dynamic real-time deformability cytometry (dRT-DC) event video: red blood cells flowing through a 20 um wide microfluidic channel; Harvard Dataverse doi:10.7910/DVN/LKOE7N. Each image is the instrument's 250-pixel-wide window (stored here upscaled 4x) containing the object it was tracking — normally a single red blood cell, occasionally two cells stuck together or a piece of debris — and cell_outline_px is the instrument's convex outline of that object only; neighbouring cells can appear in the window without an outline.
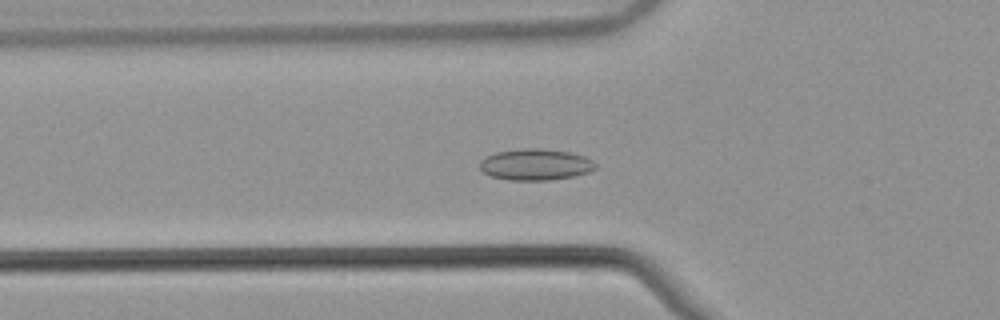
{"species": "common noctule bat (a hibernating species)", "species_latin": "Nyctalus noctula", "temperature_condition": "warm", "stored_images_in_passage": 54, "camera_frame_rate_fps": 3000, "um_per_image_px": 0.085, "animal": {"sex": "male", "body_mass_g": 21.5, "forearm_length_mm": 52.0}, "frame": {"image": 1, "passage_image": 19, "time_ms": 6.0, "image_size_px": [1000, 320], "cell_outline_px": [[596, 168], [588, 172], [572, 176], [548, 180], [508, 180], [492, 176], [484, 172], [480, 168], [480, 160], [496, 152], [520, 148], [540, 148], [572, 152], [584, 156], [592, 160], [596, 164]], "centroid_in_image_um": [45.52, 13.97], "position_along_channel_um": 80.3, "area_um2": 21.1}}
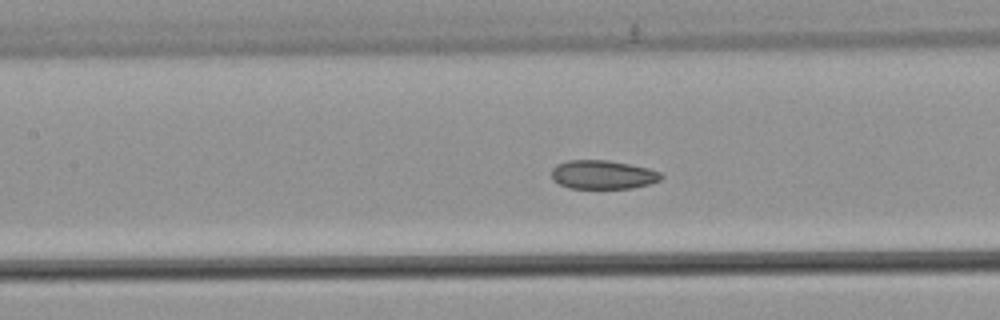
{"frame": {"image": 2, "passage_image": 25, "time_ms": 8.0, "image_size_px": [1000, 320], "cell_outline_px": [[664, 176], [660, 180], [648, 184], [632, 188], [568, 188], [552, 180], [552, 168], [556, 164], [568, 160], [608, 160], [648, 168], [660, 172]], "centroid_in_image_um": [51.22, 14.84], "position_along_channel_um": 156.2, "area_um2": 18.38}}
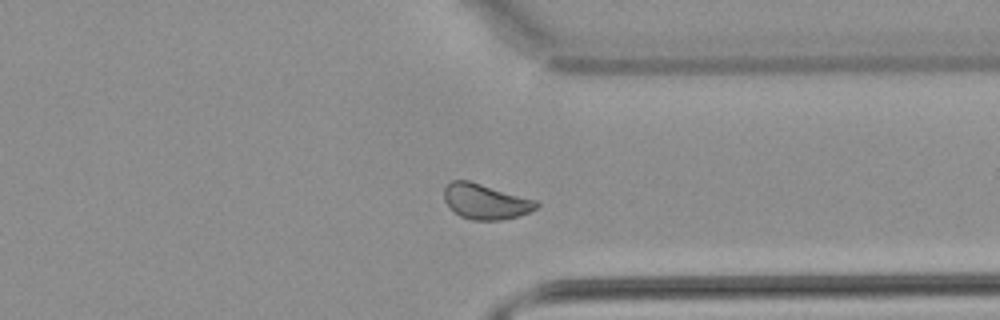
{"frame": {"image": 3, "passage_image": 42, "time_ms": 13.667, "image_size_px": [1000, 320], "cell_outline_px": [[540, 204], [536, 208], [520, 216], [500, 220], [472, 220], [460, 216], [444, 200], [444, 188], [452, 180], [468, 180], [536, 200]], "centroid_in_image_um": [41.28, 17.13], "position_along_channel_um": 370.1, "area_um2": 18.79}, "authors_computed_cell_mechanics": {"area_um2": 19.7098, "velocity_mm_per_s": 3.7857, "shape_relaxation_time_tau1_ms": null, "shape_relaxation_time_tau2_ms": 3.0057, "deformation_change_tau1": null, "deformation_change_tau2": 0.0708}}